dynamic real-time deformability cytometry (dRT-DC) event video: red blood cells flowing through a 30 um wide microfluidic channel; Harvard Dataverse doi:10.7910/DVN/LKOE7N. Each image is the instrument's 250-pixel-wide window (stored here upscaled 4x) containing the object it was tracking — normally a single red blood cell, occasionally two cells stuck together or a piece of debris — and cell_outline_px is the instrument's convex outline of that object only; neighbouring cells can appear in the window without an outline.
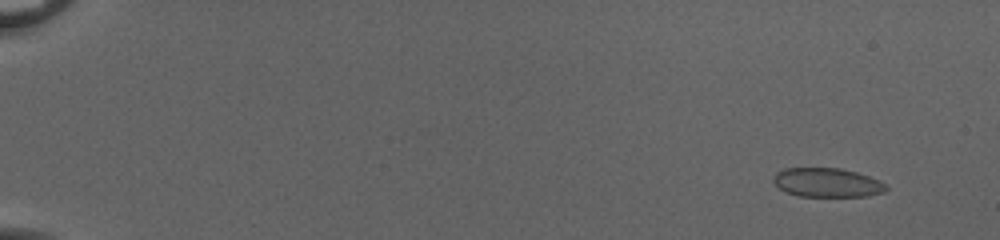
{"species": "common noctule bat (a hibernating species)", "species_latin": "Nyctalus noctula", "temperature_condition": "cold", "stored_images_in_passage": 56, "camera_frame_rate_fps": 3000, "um_per_image_px": 0.085, "animal": {"sex": "female", "body_mass_g": 20.0, "forearm_length_mm": 54.0}, "frame": {"image": 1, "passage_image": 5, "time_ms": 1.333, "image_size_px": [1000, 240], "cell_outline_px": [[888, 188], [884, 192], [868, 196], [800, 196], [788, 192], [780, 188], [772, 180], [776, 172], [784, 168], [840, 168], [856, 172], [880, 180]], "centroid_in_image_um": [70.32, 15.51], "position_along_channel_um": 14.7, "area_um2": 18.96}}
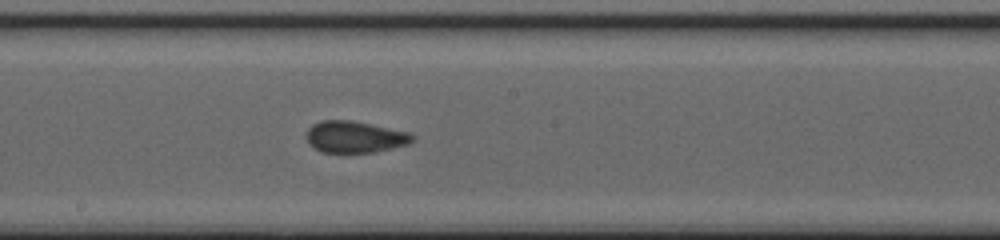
{"frame": {"image": 2, "passage_image": 33, "time_ms": 10.667, "image_size_px": [1000, 240], "cell_outline_px": [[416, 140], [408, 144], [392, 148], [372, 152], [324, 152], [312, 148], [308, 144], [304, 136], [308, 128], [312, 124], [320, 120], [352, 120], [408, 132], [416, 136]], "centroid_in_image_um": [30.12, 11.63], "position_along_channel_um": 218.1, "area_um2": 19.77}}
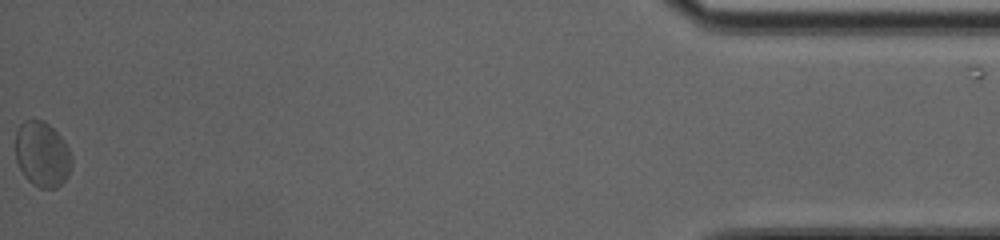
{"frame": {"image": 3, "passage_image": 55, "time_ms": 18.0, "image_size_px": [1000, 240], "cell_outline_px": [[72, 164], [68, 176], [56, 188], [40, 188], [32, 184], [24, 176], [16, 160], [16, 128], [24, 120], [44, 120], [60, 136], [68, 148], [72, 156]], "centroid_in_image_um": [3.58, 13.11], "position_along_channel_um": 431.6, "area_um2": 21.39}}